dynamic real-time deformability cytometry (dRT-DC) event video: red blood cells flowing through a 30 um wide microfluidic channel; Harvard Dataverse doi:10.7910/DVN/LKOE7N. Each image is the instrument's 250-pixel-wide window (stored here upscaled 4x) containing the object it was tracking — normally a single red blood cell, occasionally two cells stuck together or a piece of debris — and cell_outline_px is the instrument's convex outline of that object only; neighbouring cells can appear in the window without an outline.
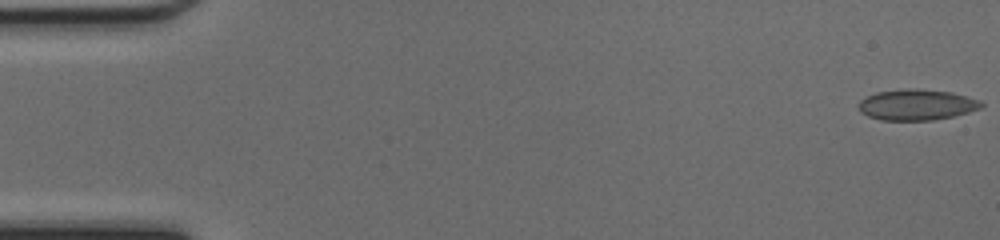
{"species": "common noctule bat (a hibernating species)", "species_latin": "Nyctalus noctula", "temperature_condition": "cold", "stored_images_in_passage": 48, "camera_frame_rate_fps": 3000, "um_per_image_px": 0.085, "animal": {"sex": "female", "body_mass_g": 17.0, "forearm_length_mm": 48.0}, "frame": {"image": 1, "passage_image": 1, "time_ms": 0.0, "image_size_px": [1000, 240], "cell_outline_px": [[984, 104], [980, 108], [968, 112], [952, 116], [932, 120], [880, 120], [868, 116], [860, 112], [856, 104], [860, 100], [876, 92], [908, 88], [916, 88], [952, 92], [980, 100]], "centroid_in_image_um": [77.88, 8.9], "position_along_channel_um": 7.1, "area_um2": 22.14}}
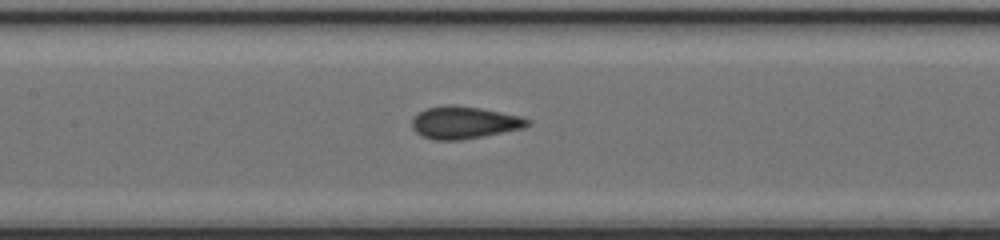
{"frame": {"image": 2, "passage_image": 23, "time_ms": 7.333, "image_size_px": [1000, 240], "cell_outline_px": [[532, 120], [524, 128], [484, 136], [460, 140], [436, 140], [420, 136], [412, 128], [412, 116], [428, 108], [448, 104], [452, 104], [480, 108], [520, 116]], "centroid_in_image_um": [39.43, 10.42], "position_along_channel_um": 168.0, "area_um2": 21.79}}
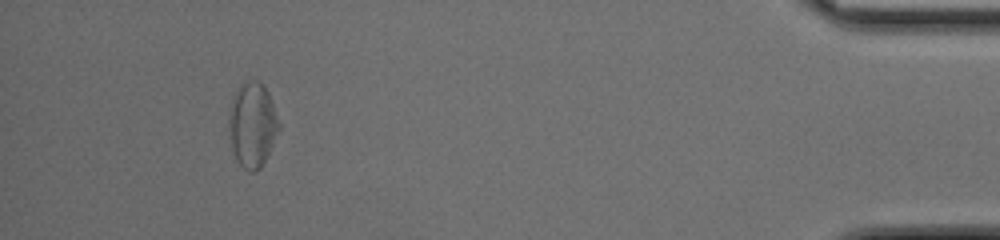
{"frame": {"image": 3, "passage_image": 45, "time_ms": 14.667, "image_size_px": [1000, 240], "cell_outline_px": [[280, 128], [260, 168], [256, 172], [248, 172], [236, 160], [232, 148], [228, 132], [228, 112], [236, 92], [240, 84], [244, 80], [256, 80], [268, 92], [280, 124]], "centroid_in_image_um": [21.42, 10.61], "position_along_channel_um": 413.8, "area_um2": 24.57}, "authors_computed_cell_mechanics": {"area_um2": 21.3571, "velocity_mm_per_s": 4.28, "shape_relaxation_time_tau1_ms": 5.1176, "shape_relaxation_time_tau2_ms": 1.1435, "deformation_change_tau1": 0.1308, "deformation_change_tau2": 0.0518}}